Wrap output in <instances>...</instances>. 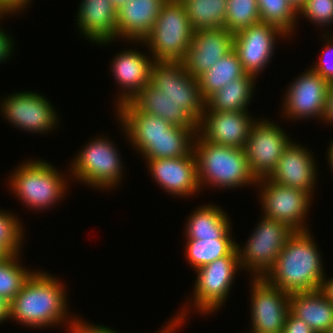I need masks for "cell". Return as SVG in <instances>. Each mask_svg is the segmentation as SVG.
<instances>
[{
    "instance_id": "obj_26",
    "label": "cell",
    "mask_w": 333,
    "mask_h": 333,
    "mask_svg": "<svg viewBox=\"0 0 333 333\" xmlns=\"http://www.w3.org/2000/svg\"><path fill=\"white\" fill-rule=\"evenodd\" d=\"M255 79L254 76L245 73L242 77L228 82L206 101L204 111H248L247 107L252 100Z\"/></svg>"
},
{
    "instance_id": "obj_50",
    "label": "cell",
    "mask_w": 333,
    "mask_h": 333,
    "mask_svg": "<svg viewBox=\"0 0 333 333\" xmlns=\"http://www.w3.org/2000/svg\"><path fill=\"white\" fill-rule=\"evenodd\" d=\"M325 333H333V326Z\"/></svg>"
},
{
    "instance_id": "obj_27",
    "label": "cell",
    "mask_w": 333,
    "mask_h": 333,
    "mask_svg": "<svg viewBox=\"0 0 333 333\" xmlns=\"http://www.w3.org/2000/svg\"><path fill=\"white\" fill-rule=\"evenodd\" d=\"M116 112L121 126H124V133L129 139L162 136L173 126L159 116L137 111L129 102L120 105Z\"/></svg>"
},
{
    "instance_id": "obj_42",
    "label": "cell",
    "mask_w": 333,
    "mask_h": 333,
    "mask_svg": "<svg viewBox=\"0 0 333 333\" xmlns=\"http://www.w3.org/2000/svg\"><path fill=\"white\" fill-rule=\"evenodd\" d=\"M179 313L180 312H178V316L176 318L169 320L170 323H168L167 327H165L164 329H162V331H160V333H174V331L176 329H178L177 327H180V325H182V323L184 321V318L188 314H187L186 310L182 311V313H180V314Z\"/></svg>"
},
{
    "instance_id": "obj_17",
    "label": "cell",
    "mask_w": 333,
    "mask_h": 333,
    "mask_svg": "<svg viewBox=\"0 0 333 333\" xmlns=\"http://www.w3.org/2000/svg\"><path fill=\"white\" fill-rule=\"evenodd\" d=\"M234 34L226 28L196 30L182 63L185 70L198 79L217 60L233 50Z\"/></svg>"
},
{
    "instance_id": "obj_13",
    "label": "cell",
    "mask_w": 333,
    "mask_h": 333,
    "mask_svg": "<svg viewBox=\"0 0 333 333\" xmlns=\"http://www.w3.org/2000/svg\"><path fill=\"white\" fill-rule=\"evenodd\" d=\"M0 109L7 121L28 132L45 133L59 122L52 104L35 92H16L5 97ZM53 107V108H52Z\"/></svg>"
},
{
    "instance_id": "obj_36",
    "label": "cell",
    "mask_w": 333,
    "mask_h": 333,
    "mask_svg": "<svg viewBox=\"0 0 333 333\" xmlns=\"http://www.w3.org/2000/svg\"><path fill=\"white\" fill-rule=\"evenodd\" d=\"M331 35L332 34L326 36L325 34L327 45H325V50L321 53L318 63H315L312 69L330 84H333V36L331 37Z\"/></svg>"
},
{
    "instance_id": "obj_40",
    "label": "cell",
    "mask_w": 333,
    "mask_h": 333,
    "mask_svg": "<svg viewBox=\"0 0 333 333\" xmlns=\"http://www.w3.org/2000/svg\"><path fill=\"white\" fill-rule=\"evenodd\" d=\"M321 120L328 122L330 125L333 124V84L329 85L326 106Z\"/></svg>"
},
{
    "instance_id": "obj_33",
    "label": "cell",
    "mask_w": 333,
    "mask_h": 333,
    "mask_svg": "<svg viewBox=\"0 0 333 333\" xmlns=\"http://www.w3.org/2000/svg\"><path fill=\"white\" fill-rule=\"evenodd\" d=\"M257 0H227L225 27L232 34L260 22Z\"/></svg>"
},
{
    "instance_id": "obj_19",
    "label": "cell",
    "mask_w": 333,
    "mask_h": 333,
    "mask_svg": "<svg viewBox=\"0 0 333 333\" xmlns=\"http://www.w3.org/2000/svg\"><path fill=\"white\" fill-rule=\"evenodd\" d=\"M316 165L308 149L291 142L268 179L283 186L301 189L312 196L318 174Z\"/></svg>"
},
{
    "instance_id": "obj_18",
    "label": "cell",
    "mask_w": 333,
    "mask_h": 333,
    "mask_svg": "<svg viewBox=\"0 0 333 333\" xmlns=\"http://www.w3.org/2000/svg\"><path fill=\"white\" fill-rule=\"evenodd\" d=\"M152 177L166 192L187 197L200 191L193 150L184 157L146 160Z\"/></svg>"
},
{
    "instance_id": "obj_24",
    "label": "cell",
    "mask_w": 333,
    "mask_h": 333,
    "mask_svg": "<svg viewBox=\"0 0 333 333\" xmlns=\"http://www.w3.org/2000/svg\"><path fill=\"white\" fill-rule=\"evenodd\" d=\"M289 307L316 333H325L333 326V304L321 290L291 293Z\"/></svg>"
},
{
    "instance_id": "obj_37",
    "label": "cell",
    "mask_w": 333,
    "mask_h": 333,
    "mask_svg": "<svg viewBox=\"0 0 333 333\" xmlns=\"http://www.w3.org/2000/svg\"><path fill=\"white\" fill-rule=\"evenodd\" d=\"M20 11H15V10H0V18H3L6 14H13L14 13H19ZM0 28V62L7 61L8 57H10L12 50H13V40L11 41L10 35L8 36V33H4Z\"/></svg>"
},
{
    "instance_id": "obj_35",
    "label": "cell",
    "mask_w": 333,
    "mask_h": 333,
    "mask_svg": "<svg viewBox=\"0 0 333 333\" xmlns=\"http://www.w3.org/2000/svg\"><path fill=\"white\" fill-rule=\"evenodd\" d=\"M312 23L321 25L333 24V0H306L298 11Z\"/></svg>"
},
{
    "instance_id": "obj_11",
    "label": "cell",
    "mask_w": 333,
    "mask_h": 333,
    "mask_svg": "<svg viewBox=\"0 0 333 333\" xmlns=\"http://www.w3.org/2000/svg\"><path fill=\"white\" fill-rule=\"evenodd\" d=\"M261 186L263 216L287 224L294 231H307L305 220L313 200L307 192L277 184L268 178L257 180ZM305 223V224H304Z\"/></svg>"
},
{
    "instance_id": "obj_7",
    "label": "cell",
    "mask_w": 333,
    "mask_h": 333,
    "mask_svg": "<svg viewBox=\"0 0 333 333\" xmlns=\"http://www.w3.org/2000/svg\"><path fill=\"white\" fill-rule=\"evenodd\" d=\"M260 220L247 244L244 247L236 244L241 268L251 270L255 278H264L273 268L288 238L295 232L275 219L262 216Z\"/></svg>"
},
{
    "instance_id": "obj_30",
    "label": "cell",
    "mask_w": 333,
    "mask_h": 333,
    "mask_svg": "<svg viewBox=\"0 0 333 333\" xmlns=\"http://www.w3.org/2000/svg\"><path fill=\"white\" fill-rule=\"evenodd\" d=\"M186 258L195 270L227 256L235 247L233 239L186 240Z\"/></svg>"
},
{
    "instance_id": "obj_38",
    "label": "cell",
    "mask_w": 333,
    "mask_h": 333,
    "mask_svg": "<svg viewBox=\"0 0 333 333\" xmlns=\"http://www.w3.org/2000/svg\"><path fill=\"white\" fill-rule=\"evenodd\" d=\"M76 321L72 327H68L70 329L69 333H118L108 327L101 325H91L90 323H85V321L75 317ZM91 325V326H90Z\"/></svg>"
},
{
    "instance_id": "obj_48",
    "label": "cell",
    "mask_w": 333,
    "mask_h": 333,
    "mask_svg": "<svg viewBox=\"0 0 333 333\" xmlns=\"http://www.w3.org/2000/svg\"><path fill=\"white\" fill-rule=\"evenodd\" d=\"M7 255V253L0 247V261Z\"/></svg>"
},
{
    "instance_id": "obj_15",
    "label": "cell",
    "mask_w": 333,
    "mask_h": 333,
    "mask_svg": "<svg viewBox=\"0 0 333 333\" xmlns=\"http://www.w3.org/2000/svg\"><path fill=\"white\" fill-rule=\"evenodd\" d=\"M330 83L310 68L290 83L283 100L284 112L290 120L317 117L321 119L326 106Z\"/></svg>"
},
{
    "instance_id": "obj_45",
    "label": "cell",
    "mask_w": 333,
    "mask_h": 333,
    "mask_svg": "<svg viewBox=\"0 0 333 333\" xmlns=\"http://www.w3.org/2000/svg\"><path fill=\"white\" fill-rule=\"evenodd\" d=\"M293 8L298 12L306 0H288Z\"/></svg>"
},
{
    "instance_id": "obj_14",
    "label": "cell",
    "mask_w": 333,
    "mask_h": 333,
    "mask_svg": "<svg viewBox=\"0 0 333 333\" xmlns=\"http://www.w3.org/2000/svg\"><path fill=\"white\" fill-rule=\"evenodd\" d=\"M277 35L287 37L278 27L262 21L234 34L233 50L246 74L257 78L265 69L274 53Z\"/></svg>"
},
{
    "instance_id": "obj_6",
    "label": "cell",
    "mask_w": 333,
    "mask_h": 333,
    "mask_svg": "<svg viewBox=\"0 0 333 333\" xmlns=\"http://www.w3.org/2000/svg\"><path fill=\"white\" fill-rule=\"evenodd\" d=\"M25 162L11 174V190L28 208L49 209L65 195L66 179L47 161Z\"/></svg>"
},
{
    "instance_id": "obj_44",
    "label": "cell",
    "mask_w": 333,
    "mask_h": 333,
    "mask_svg": "<svg viewBox=\"0 0 333 333\" xmlns=\"http://www.w3.org/2000/svg\"><path fill=\"white\" fill-rule=\"evenodd\" d=\"M9 318V303L0 298V323Z\"/></svg>"
},
{
    "instance_id": "obj_8",
    "label": "cell",
    "mask_w": 333,
    "mask_h": 333,
    "mask_svg": "<svg viewBox=\"0 0 333 333\" xmlns=\"http://www.w3.org/2000/svg\"><path fill=\"white\" fill-rule=\"evenodd\" d=\"M114 143L104 137L88 142L72 161L75 180L91 187L113 189L122 178V162Z\"/></svg>"
},
{
    "instance_id": "obj_21",
    "label": "cell",
    "mask_w": 333,
    "mask_h": 333,
    "mask_svg": "<svg viewBox=\"0 0 333 333\" xmlns=\"http://www.w3.org/2000/svg\"><path fill=\"white\" fill-rule=\"evenodd\" d=\"M76 17L78 29L91 42L106 45L117 38V10L110 0H82Z\"/></svg>"
},
{
    "instance_id": "obj_47",
    "label": "cell",
    "mask_w": 333,
    "mask_h": 333,
    "mask_svg": "<svg viewBox=\"0 0 333 333\" xmlns=\"http://www.w3.org/2000/svg\"><path fill=\"white\" fill-rule=\"evenodd\" d=\"M328 158H333V141L331 142V145L328 149Z\"/></svg>"
},
{
    "instance_id": "obj_28",
    "label": "cell",
    "mask_w": 333,
    "mask_h": 333,
    "mask_svg": "<svg viewBox=\"0 0 333 333\" xmlns=\"http://www.w3.org/2000/svg\"><path fill=\"white\" fill-rule=\"evenodd\" d=\"M245 71L234 50L203 73L199 78L200 91L203 99L207 101L214 93L222 89L228 82L242 77Z\"/></svg>"
},
{
    "instance_id": "obj_41",
    "label": "cell",
    "mask_w": 333,
    "mask_h": 333,
    "mask_svg": "<svg viewBox=\"0 0 333 333\" xmlns=\"http://www.w3.org/2000/svg\"><path fill=\"white\" fill-rule=\"evenodd\" d=\"M30 2V0H0V10H20L22 12Z\"/></svg>"
},
{
    "instance_id": "obj_12",
    "label": "cell",
    "mask_w": 333,
    "mask_h": 333,
    "mask_svg": "<svg viewBox=\"0 0 333 333\" xmlns=\"http://www.w3.org/2000/svg\"><path fill=\"white\" fill-rule=\"evenodd\" d=\"M250 333H282L290 312L289 293L265 278H252Z\"/></svg>"
},
{
    "instance_id": "obj_22",
    "label": "cell",
    "mask_w": 333,
    "mask_h": 333,
    "mask_svg": "<svg viewBox=\"0 0 333 333\" xmlns=\"http://www.w3.org/2000/svg\"><path fill=\"white\" fill-rule=\"evenodd\" d=\"M167 0H129L117 10V38L142 42L151 32Z\"/></svg>"
},
{
    "instance_id": "obj_43",
    "label": "cell",
    "mask_w": 333,
    "mask_h": 333,
    "mask_svg": "<svg viewBox=\"0 0 333 333\" xmlns=\"http://www.w3.org/2000/svg\"><path fill=\"white\" fill-rule=\"evenodd\" d=\"M320 290L326 295L328 300L331 301L333 304V278H330L327 281V278L325 275V278L323 280Z\"/></svg>"
},
{
    "instance_id": "obj_1",
    "label": "cell",
    "mask_w": 333,
    "mask_h": 333,
    "mask_svg": "<svg viewBox=\"0 0 333 333\" xmlns=\"http://www.w3.org/2000/svg\"><path fill=\"white\" fill-rule=\"evenodd\" d=\"M129 103L137 111L182 128H198L206 107L198 79L182 62H153L150 83Z\"/></svg>"
},
{
    "instance_id": "obj_20",
    "label": "cell",
    "mask_w": 333,
    "mask_h": 333,
    "mask_svg": "<svg viewBox=\"0 0 333 333\" xmlns=\"http://www.w3.org/2000/svg\"><path fill=\"white\" fill-rule=\"evenodd\" d=\"M111 72L116 83L123 88L117 107L130 102L147 84L150 83V70L153 59L136 49L123 50L111 61ZM125 90V91H124Z\"/></svg>"
},
{
    "instance_id": "obj_31",
    "label": "cell",
    "mask_w": 333,
    "mask_h": 333,
    "mask_svg": "<svg viewBox=\"0 0 333 333\" xmlns=\"http://www.w3.org/2000/svg\"><path fill=\"white\" fill-rule=\"evenodd\" d=\"M20 254H7L0 261V298L10 303L34 273L17 261ZM19 258V259H18Z\"/></svg>"
},
{
    "instance_id": "obj_49",
    "label": "cell",
    "mask_w": 333,
    "mask_h": 333,
    "mask_svg": "<svg viewBox=\"0 0 333 333\" xmlns=\"http://www.w3.org/2000/svg\"><path fill=\"white\" fill-rule=\"evenodd\" d=\"M329 165L331 166L330 168L332 169L333 172V158H328Z\"/></svg>"
},
{
    "instance_id": "obj_2",
    "label": "cell",
    "mask_w": 333,
    "mask_h": 333,
    "mask_svg": "<svg viewBox=\"0 0 333 333\" xmlns=\"http://www.w3.org/2000/svg\"><path fill=\"white\" fill-rule=\"evenodd\" d=\"M56 279L45 271L35 270L9 303V320L33 328L52 327L59 323L72 327L76 319L69 318L65 287Z\"/></svg>"
},
{
    "instance_id": "obj_23",
    "label": "cell",
    "mask_w": 333,
    "mask_h": 333,
    "mask_svg": "<svg viewBox=\"0 0 333 333\" xmlns=\"http://www.w3.org/2000/svg\"><path fill=\"white\" fill-rule=\"evenodd\" d=\"M197 133L198 128H182L173 125L162 136L130 139V142L147 160L177 158L187 156L193 150Z\"/></svg>"
},
{
    "instance_id": "obj_5",
    "label": "cell",
    "mask_w": 333,
    "mask_h": 333,
    "mask_svg": "<svg viewBox=\"0 0 333 333\" xmlns=\"http://www.w3.org/2000/svg\"><path fill=\"white\" fill-rule=\"evenodd\" d=\"M193 32L180 0H167L162 5L151 32L140 43L150 49L154 62H182L191 44Z\"/></svg>"
},
{
    "instance_id": "obj_39",
    "label": "cell",
    "mask_w": 333,
    "mask_h": 333,
    "mask_svg": "<svg viewBox=\"0 0 333 333\" xmlns=\"http://www.w3.org/2000/svg\"><path fill=\"white\" fill-rule=\"evenodd\" d=\"M282 333H316L303 320L289 312Z\"/></svg>"
},
{
    "instance_id": "obj_32",
    "label": "cell",
    "mask_w": 333,
    "mask_h": 333,
    "mask_svg": "<svg viewBox=\"0 0 333 333\" xmlns=\"http://www.w3.org/2000/svg\"><path fill=\"white\" fill-rule=\"evenodd\" d=\"M260 20L278 27L286 36L293 34L298 12L288 0H257Z\"/></svg>"
},
{
    "instance_id": "obj_29",
    "label": "cell",
    "mask_w": 333,
    "mask_h": 333,
    "mask_svg": "<svg viewBox=\"0 0 333 333\" xmlns=\"http://www.w3.org/2000/svg\"><path fill=\"white\" fill-rule=\"evenodd\" d=\"M194 31L225 27L227 0H180Z\"/></svg>"
},
{
    "instance_id": "obj_4",
    "label": "cell",
    "mask_w": 333,
    "mask_h": 333,
    "mask_svg": "<svg viewBox=\"0 0 333 333\" xmlns=\"http://www.w3.org/2000/svg\"><path fill=\"white\" fill-rule=\"evenodd\" d=\"M193 152L197 161L200 189L207 184L222 189H235L246 184L256 185L257 179L250 171L243 148L211 143L197 133L193 142Z\"/></svg>"
},
{
    "instance_id": "obj_46",
    "label": "cell",
    "mask_w": 333,
    "mask_h": 333,
    "mask_svg": "<svg viewBox=\"0 0 333 333\" xmlns=\"http://www.w3.org/2000/svg\"><path fill=\"white\" fill-rule=\"evenodd\" d=\"M110 1L113 3L116 10H119L129 0H110Z\"/></svg>"
},
{
    "instance_id": "obj_25",
    "label": "cell",
    "mask_w": 333,
    "mask_h": 333,
    "mask_svg": "<svg viewBox=\"0 0 333 333\" xmlns=\"http://www.w3.org/2000/svg\"><path fill=\"white\" fill-rule=\"evenodd\" d=\"M188 219L185 228L187 240L231 239V221L216 205H202Z\"/></svg>"
},
{
    "instance_id": "obj_10",
    "label": "cell",
    "mask_w": 333,
    "mask_h": 333,
    "mask_svg": "<svg viewBox=\"0 0 333 333\" xmlns=\"http://www.w3.org/2000/svg\"><path fill=\"white\" fill-rule=\"evenodd\" d=\"M273 122L256 120L244 147L248 166L257 180L271 175L284 150L292 142L285 131Z\"/></svg>"
},
{
    "instance_id": "obj_34",
    "label": "cell",
    "mask_w": 333,
    "mask_h": 333,
    "mask_svg": "<svg viewBox=\"0 0 333 333\" xmlns=\"http://www.w3.org/2000/svg\"><path fill=\"white\" fill-rule=\"evenodd\" d=\"M21 225L14 214L0 210V247L7 254H19L21 251L24 235Z\"/></svg>"
},
{
    "instance_id": "obj_16",
    "label": "cell",
    "mask_w": 333,
    "mask_h": 333,
    "mask_svg": "<svg viewBox=\"0 0 333 333\" xmlns=\"http://www.w3.org/2000/svg\"><path fill=\"white\" fill-rule=\"evenodd\" d=\"M247 111H204L198 124V134L218 145L243 148L255 122Z\"/></svg>"
},
{
    "instance_id": "obj_9",
    "label": "cell",
    "mask_w": 333,
    "mask_h": 333,
    "mask_svg": "<svg viewBox=\"0 0 333 333\" xmlns=\"http://www.w3.org/2000/svg\"><path fill=\"white\" fill-rule=\"evenodd\" d=\"M239 268L241 266L236 247L227 256L198 268L193 289L195 309L203 314L220 309L226 302Z\"/></svg>"
},
{
    "instance_id": "obj_3",
    "label": "cell",
    "mask_w": 333,
    "mask_h": 333,
    "mask_svg": "<svg viewBox=\"0 0 333 333\" xmlns=\"http://www.w3.org/2000/svg\"><path fill=\"white\" fill-rule=\"evenodd\" d=\"M310 231H295L264 277L289 294L320 290L325 278L321 254Z\"/></svg>"
}]
</instances>
